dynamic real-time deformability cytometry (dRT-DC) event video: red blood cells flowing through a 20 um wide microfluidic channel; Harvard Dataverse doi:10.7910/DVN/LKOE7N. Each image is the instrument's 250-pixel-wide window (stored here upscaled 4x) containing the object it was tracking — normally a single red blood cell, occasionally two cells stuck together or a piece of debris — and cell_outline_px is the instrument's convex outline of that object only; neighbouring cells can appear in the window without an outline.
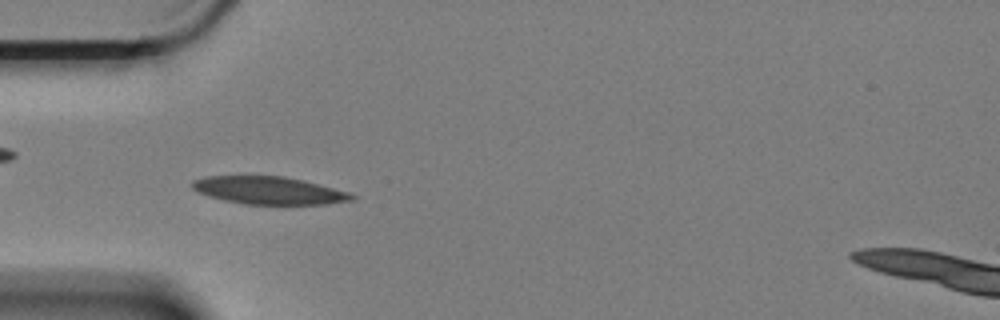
{"species": "Egyptian fruit bat (a non-hibernating species)", "species_latin": "Rousettus aegyptiacus", "temperature_condition": "cold", "stored_images_in_passage": 7, "camera_frame_rate_fps": 3000, "um_per_image_px": 0.085, "animal": {"sex": "female"}, "frame": {"image": 1, "passage_image": 4, "time_ms": 1.0, "image_size_px": [1000, 320], "cell_outline_px": [[356, 196], [352, 200], [324, 204], [244, 204], [224, 200], [208, 196], [196, 192], [192, 188], [192, 180], [208, 176], [284, 176], [304, 180], [348, 192]], "centroid_in_image_um": [22.82, 16.18], "position_along_channel_um": 62.2, "area_um2": 25.61}}